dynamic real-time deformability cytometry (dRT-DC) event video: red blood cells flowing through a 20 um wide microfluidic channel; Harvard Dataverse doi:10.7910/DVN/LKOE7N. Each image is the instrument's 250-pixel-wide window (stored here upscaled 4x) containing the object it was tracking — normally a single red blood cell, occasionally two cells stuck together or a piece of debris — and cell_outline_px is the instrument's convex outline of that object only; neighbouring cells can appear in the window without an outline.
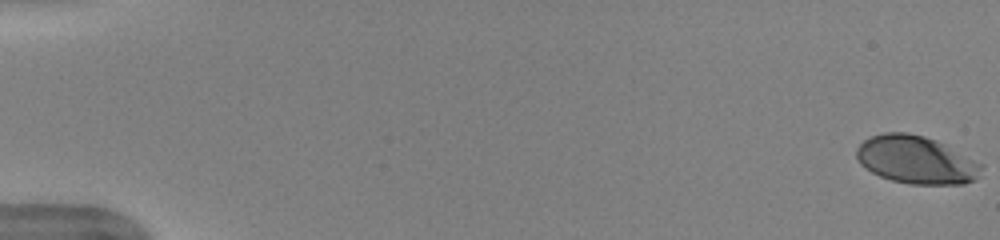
{"species": "human", "species_latin": "Homo sapiens", "temperature_condition": "warm", "stored_images_in_passage": 52, "camera_frame_rate_fps": 3000, "um_per_image_px": 0.085, "donor": {"sex": "female"}, "frame": {"image": 1, "passage_image": 1, "time_ms": 0.0, "image_size_px": [1000, 240], "cell_outline_px": [[984, 164], [980, 176], [976, 180], [964, 184], [908, 184], [892, 180], [880, 176], [872, 172], [860, 164], [856, 156], [856, 148], [864, 140], [872, 136], [884, 132], [908, 132], [924, 136], [936, 140]], "centroid_in_image_um": [77.9, 13.59], "position_along_channel_um": 7.1, "area_um2": 35.03}}
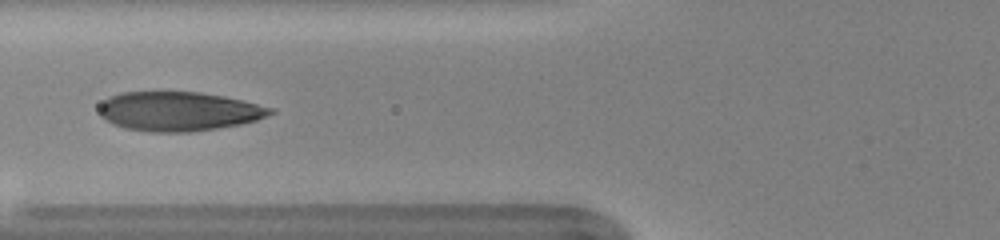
{"frame": {"image": 2, "passage_image": 22, "time_ms": 7.0, "image_size_px": [1000, 240], "cell_outline_px": [[276, 112], [256, 120], [240, 124], [192, 132], [148, 132], [124, 128], [104, 120], [100, 116], [100, 104], [108, 96], [120, 92], [200, 92], [224, 96], [276, 108]], "centroid_in_image_um": [15.18, 9.46], "position_along_channel_um": 110.6, "area_um2": 39.36}}
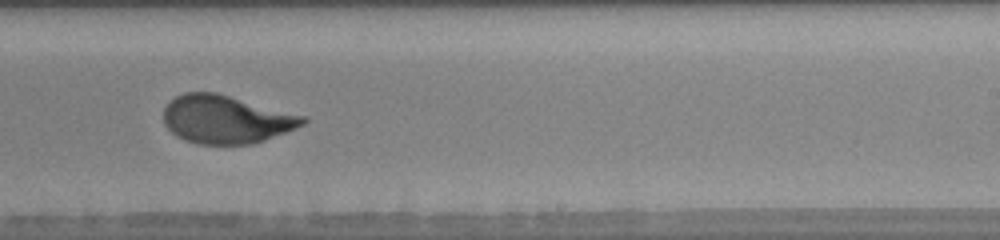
{"frame": {"image": 3, "passage_image": 34, "time_ms": 11.0, "image_size_px": [1000, 240], "cell_outline_px": [[308, 120], [304, 124], [264, 140], [252, 144], [200, 144], [184, 140], [176, 136], [164, 124], [164, 108], [176, 96], [184, 92], [216, 92], [304, 116]], "centroid_in_image_um": [19.18, 10.14], "position_along_channel_um": 269.8, "area_um2": 38.67}, "authors_computed_cell_mechanics": {"area_um2": 38.4948, "velocity_mm_per_s": 3.9793, "shape_relaxation_time_tau1_ms": 3.6632, "shape_relaxation_time_tau2_ms": null, "deformation_change_tau1": 0.2033, "deformation_change_tau2": null}}